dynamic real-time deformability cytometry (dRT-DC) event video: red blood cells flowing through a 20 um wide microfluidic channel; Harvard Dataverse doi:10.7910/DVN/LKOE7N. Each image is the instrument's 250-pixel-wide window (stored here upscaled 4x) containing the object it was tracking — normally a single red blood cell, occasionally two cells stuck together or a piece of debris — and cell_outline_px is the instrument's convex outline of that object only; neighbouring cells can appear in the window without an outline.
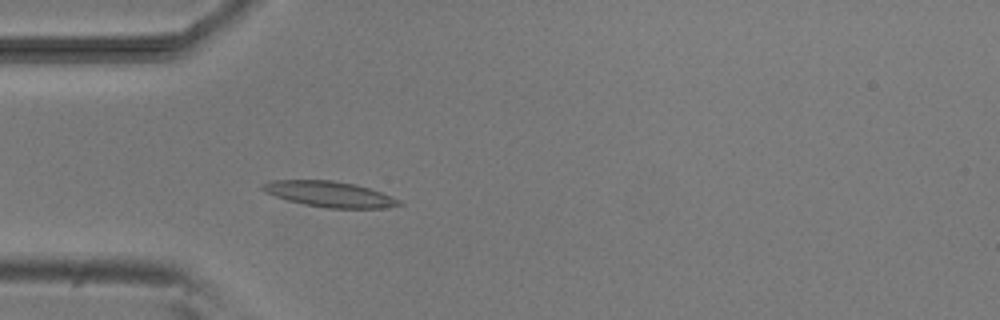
{"species": "common noctule bat (a hibernating species)", "species_latin": "Nyctalus noctula", "temperature_condition": "room temperature", "stored_images_in_passage": 4, "camera_frame_rate_fps": 3000, "um_per_image_px": 0.085, "animal": {"sex": "male", "body_mass_g": 20.5, "forearm_length_mm": 52.5}, "frame": {"image": 1, "passage_image": 4, "time_ms": 3.333, "image_size_px": [1000, 320], "cell_outline_px": [[404, 204], [384, 208], [328, 208], [304, 204], [288, 200], [264, 192], [260, 188], [260, 184], [272, 180], [332, 180], [356, 184], [380, 192], [400, 200]], "centroid_in_image_um": [27.98, 16.49], "position_along_channel_um": 57.0, "area_um2": 20.35}}